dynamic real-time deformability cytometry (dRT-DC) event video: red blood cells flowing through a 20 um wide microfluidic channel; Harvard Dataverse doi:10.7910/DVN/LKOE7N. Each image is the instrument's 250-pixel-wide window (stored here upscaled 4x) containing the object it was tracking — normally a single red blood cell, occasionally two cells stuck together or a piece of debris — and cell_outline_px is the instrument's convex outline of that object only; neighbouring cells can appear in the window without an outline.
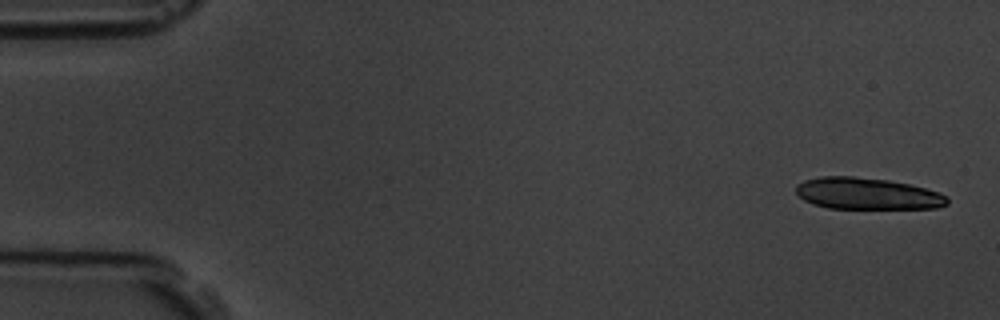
{"species": "common noctule bat (a hibernating species)", "species_latin": "Nyctalus noctula", "temperature_condition": "room temperature", "stored_images_in_passage": 5, "camera_frame_rate_fps": 3000, "um_per_image_px": 0.085, "animal": {"sex": "male", "body_mass_g": 19.5, "forearm_length_mm": 54.6}, "frame": {"image": 1, "passage_image": 1, "time_ms": 0.0, "image_size_px": [1000, 320], "cell_outline_px": [[948, 204], [936, 208], [828, 208], [812, 204], [804, 200], [796, 192], [796, 184], [804, 180], [820, 176], [852, 176], [888, 180], [908, 184], [940, 192], [948, 196]], "centroid_in_image_um": [73.7, 16.45], "position_along_channel_um": 11.3, "area_um2": 27.92}}